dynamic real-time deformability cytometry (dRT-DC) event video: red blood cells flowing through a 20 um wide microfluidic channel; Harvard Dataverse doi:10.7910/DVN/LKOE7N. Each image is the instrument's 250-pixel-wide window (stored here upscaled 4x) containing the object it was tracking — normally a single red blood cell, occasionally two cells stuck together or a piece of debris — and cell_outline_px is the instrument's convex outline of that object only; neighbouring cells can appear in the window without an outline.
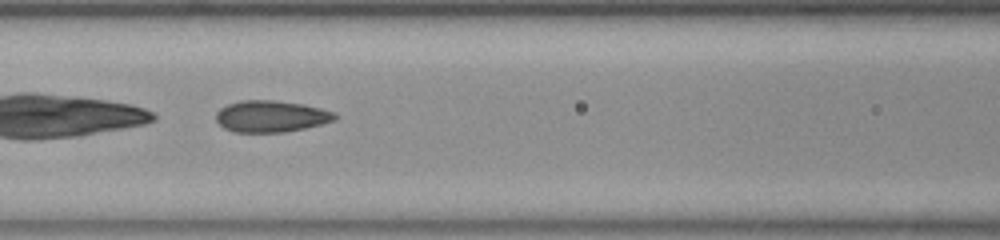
{"species": "common noctule bat (a hibernating species)", "species_latin": "Nyctalus noctula", "temperature_condition": "room temperature", "stored_images_in_passage": 51, "camera_frame_rate_fps": 3000, "um_per_image_px": 0.085, "animal": {"sex": "female", "body_mass_g": 23.0, "forearm_length_mm": 53.4}, "frame": {"image": 1, "passage_image": 22, "time_ms": 7.0, "image_size_px": [1000, 240], "cell_outline_px": [[336, 120], [304, 128], [284, 132], [236, 132], [224, 128], [216, 120], [216, 112], [220, 108], [228, 104], [240, 100], [276, 100], [304, 104], [336, 112]], "centroid_in_image_um": [23.04, 9.88], "position_along_channel_um": 143.6, "area_um2": 21.91}}
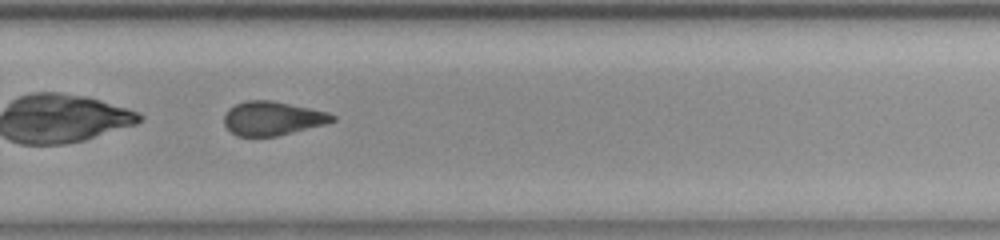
{"frame": {"image": 2, "passage_image": 35, "time_ms": 11.333, "image_size_px": [1000, 240], "cell_outline_px": [[336, 120], [324, 124], [276, 136], [236, 136], [224, 124], [224, 116], [228, 108], [244, 100], [272, 100], [328, 112], [336, 116]], "centroid_in_image_um": [23.14, 10.05], "position_along_channel_um": 306.7, "area_um2": 21.27}, "authors_computed_cell_mechanics": {"area_um2": 22.5998, "velocity_mm_per_s": 3.7721, "shape_relaxation_time_tau1_ms": null, "shape_relaxation_time_tau2_ms": 1.8784, "deformation_change_tau1": null, "deformation_change_tau2": 0.0717}}